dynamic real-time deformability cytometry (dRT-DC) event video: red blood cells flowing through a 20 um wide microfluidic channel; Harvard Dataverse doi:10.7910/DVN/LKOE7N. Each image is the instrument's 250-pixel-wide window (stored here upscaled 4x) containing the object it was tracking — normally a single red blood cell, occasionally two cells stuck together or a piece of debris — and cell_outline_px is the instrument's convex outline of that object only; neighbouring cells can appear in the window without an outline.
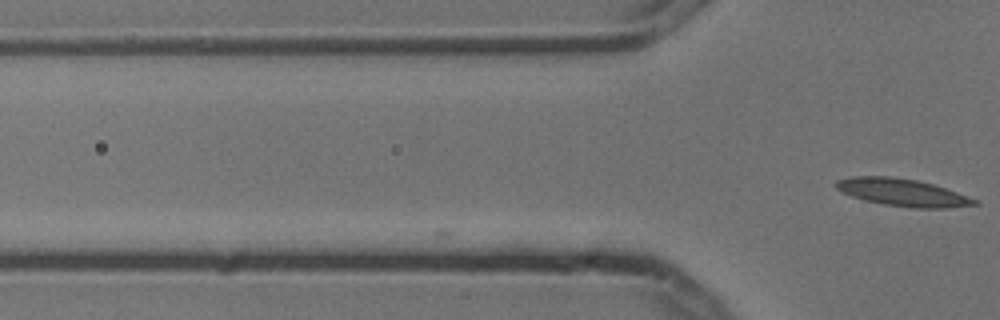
{"species": "common noctule bat (a hibernating species)", "species_latin": "Nyctalus noctula", "temperature_condition": "cold", "stored_images_in_passage": 3, "camera_frame_rate_fps": 3000, "um_per_image_px": 0.085, "animal": {"sex": "male", "body_mass_g": 13.3}, "frame": {"image": 1, "passage_image": 3, "time_ms": 0.667, "image_size_px": [1000, 320], "cell_outline_px": [[980, 204], [948, 208], [912, 208], [884, 204], [864, 200], [840, 192], [832, 184], [836, 180], [852, 176], [892, 176], [916, 180], [932, 184], [980, 200]], "centroid_in_image_um": [76.69, 16.36], "position_along_channel_um": 49.1, "area_um2": 22.25}}